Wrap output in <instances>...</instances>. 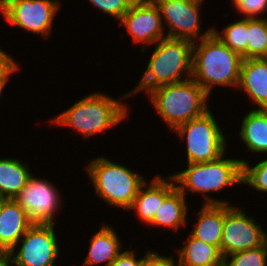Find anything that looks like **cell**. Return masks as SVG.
<instances>
[{
    "label": "cell",
    "mask_w": 267,
    "mask_h": 266,
    "mask_svg": "<svg viewBox=\"0 0 267 266\" xmlns=\"http://www.w3.org/2000/svg\"><path fill=\"white\" fill-rule=\"evenodd\" d=\"M243 57L231 50L214 33L202 38L193 45L192 75L194 79L209 95L212 87H236Z\"/></svg>",
    "instance_id": "cell-1"
},
{
    "label": "cell",
    "mask_w": 267,
    "mask_h": 266,
    "mask_svg": "<svg viewBox=\"0 0 267 266\" xmlns=\"http://www.w3.org/2000/svg\"><path fill=\"white\" fill-rule=\"evenodd\" d=\"M156 44L139 84L125 94L124 98L143 90L147 94L156 87L183 82L191 78L194 42L166 37ZM184 74L185 78H182Z\"/></svg>",
    "instance_id": "cell-2"
},
{
    "label": "cell",
    "mask_w": 267,
    "mask_h": 266,
    "mask_svg": "<svg viewBox=\"0 0 267 266\" xmlns=\"http://www.w3.org/2000/svg\"><path fill=\"white\" fill-rule=\"evenodd\" d=\"M119 98L116 100L101 92L92 93L50 121L57 126L72 127L82 136L89 137L124 121L129 111L121 100L123 97Z\"/></svg>",
    "instance_id": "cell-3"
},
{
    "label": "cell",
    "mask_w": 267,
    "mask_h": 266,
    "mask_svg": "<svg viewBox=\"0 0 267 266\" xmlns=\"http://www.w3.org/2000/svg\"><path fill=\"white\" fill-rule=\"evenodd\" d=\"M147 94L157 113L173 130L210 110L206 102L209 94L192 78L156 87Z\"/></svg>",
    "instance_id": "cell-4"
},
{
    "label": "cell",
    "mask_w": 267,
    "mask_h": 266,
    "mask_svg": "<svg viewBox=\"0 0 267 266\" xmlns=\"http://www.w3.org/2000/svg\"><path fill=\"white\" fill-rule=\"evenodd\" d=\"M176 187L185 195L188 192L203 193L204 204H228L204 193L217 192L224 187L240 185L242 180V160L229 159L222 155L211 162L188 163L185 170L171 175Z\"/></svg>",
    "instance_id": "cell-5"
},
{
    "label": "cell",
    "mask_w": 267,
    "mask_h": 266,
    "mask_svg": "<svg viewBox=\"0 0 267 266\" xmlns=\"http://www.w3.org/2000/svg\"><path fill=\"white\" fill-rule=\"evenodd\" d=\"M85 168L98 196L109 206L128 211L139 189L146 182L135 171L106 157L92 159Z\"/></svg>",
    "instance_id": "cell-6"
},
{
    "label": "cell",
    "mask_w": 267,
    "mask_h": 266,
    "mask_svg": "<svg viewBox=\"0 0 267 266\" xmlns=\"http://www.w3.org/2000/svg\"><path fill=\"white\" fill-rule=\"evenodd\" d=\"M173 131L182 139L186 138L187 164L215 161L225 154L226 137L211 110Z\"/></svg>",
    "instance_id": "cell-7"
},
{
    "label": "cell",
    "mask_w": 267,
    "mask_h": 266,
    "mask_svg": "<svg viewBox=\"0 0 267 266\" xmlns=\"http://www.w3.org/2000/svg\"><path fill=\"white\" fill-rule=\"evenodd\" d=\"M58 0H0V12L13 26L48 38L54 17L60 9Z\"/></svg>",
    "instance_id": "cell-8"
},
{
    "label": "cell",
    "mask_w": 267,
    "mask_h": 266,
    "mask_svg": "<svg viewBox=\"0 0 267 266\" xmlns=\"http://www.w3.org/2000/svg\"><path fill=\"white\" fill-rule=\"evenodd\" d=\"M267 241V232L253 217L235 205L225 204V219L220 252L225 258L230 254L259 247Z\"/></svg>",
    "instance_id": "cell-9"
},
{
    "label": "cell",
    "mask_w": 267,
    "mask_h": 266,
    "mask_svg": "<svg viewBox=\"0 0 267 266\" xmlns=\"http://www.w3.org/2000/svg\"><path fill=\"white\" fill-rule=\"evenodd\" d=\"M54 229V224H33L10 251L14 266H54L60 255ZM18 244L21 247L16 253Z\"/></svg>",
    "instance_id": "cell-10"
},
{
    "label": "cell",
    "mask_w": 267,
    "mask_h": 266,
    "mask_svg": "<svg viewBox=\"0 0 267 266\" xmlns=\"http://www.w3.org/2000/svg\"><path fill=\"white\" fill-rule=\"evenodd\" d=\"M159 7L162 22L165 21L169 31L168 38L186 39L192 42L200 41L213 33V28L200 33L201 4L189 0H153ZM164 19V20H163Z\"/></svg>",
    "instance_id": "cell-11"
},
{
    "label": "cell",
    "mask_w": 267,
    "mask_h": 266,
    "mask_svg": "<svg viewBox=\"0 0 267 266\" xmlns=\"http://www.w3.org/2000/svg\"><path fill=\"white\" fill-rule=\"evenodd\" d=\"M58 189L49 181L32 174L14 200L27 213L33 224H55L61 201Z\"/></svg>",
    "instance_id": "cell-12"
},
{
    "label": "cell",
    "mask_w": 267,
    "mask_h": 266,
    "mask_svg": "<svg viewBox=\"0 0 267 266\" xmlns=\"http://www.w3.org/2000/svg\"><path fill=\"white\" fill-rule=\"evenodd\" d=\"M119 22L127 29L135 44L140 42L151 45L167 37L163 34L165 24L162 22L160 9L154 1L131 5Z\"/></svg>",
    "instance_id": "cell-13"
},
{
    "label": "cell",
    "mask_w": 267,
    "mask_h": 266,
    "mask_svg": "<svg viewBox=\"0 0 267 266\" xmlns=\"http://www.w3.org/2000/svg\"><path fill=\"white\" fill-rule=\"evenodd\" d=\"M144 188H146L144 190ZM176 188L172 176L163 179L157 175L150 182H145L139 189L130 210L135 209L138 217L146 224H150L163 200Z\"/></svg>",
    "instance_id": "cell-14"
},
{
    "label": "cell",
    "mask_w": 267,
    "mask_h": 266,
    "mask_svg": "<svg viewBox=\"0 0 267 266\" xmlns=\"http://www.w3.org/2000/svg\"><path fill=\"white\" fill-rule=\"evenodd\" d=\"M33 225L14 199H7L0 211V251H11Z\"/></svg>",
    "instance_id": "cell-15"
},
{
    "label": "cell",
    "mask_w": 267,
    "mask_h": 266,
    "mask_svg": "<svg viewBox=\"0 0 267 266\" xmlns=\"http://www.w3.org/2000/svg\"><path fill=\"white\" fill-rule=\"evenodd\" d=\"M238 87L258 109H267V58L243 59Z\"/></svg>",
    "instance_id": "cell-16"
},
{
    "label": "cell",
    "mask_w": 267,
    "mask_h": 266,
    "mask_svg": "<svg viewBox=\"0 0 267 266\" xmlns=\"http://www.w3.org/2000/svg\"><path fill=\"white\" fill-rule=\"evenodd\" d=\"M198 221L190 234L194 238L220 249L225 204H204L198 212Z\"/></svg>",
    "instance_id": "cell-17"
},
{
    "label": "cell",
    "mask_w": 267,
    "mask_h": 266,
    "mask_svg": "<svg viewBox=\"0 0 267 266\" xmlns=\"http://www.w3.org/2000/svg\"><path fill=\"white\" fill-rule=\"evenodd\" d=\"M112 226L102 224V227L91 238L89 253L82 266L105 263L110 266L121 253V241Z\"/></svg>",
    "instance_id": "cell-18"
},
{
    "label": "cell",
    "mask_w": 267,
    "mask_h": 266,
    "mask_svg": "<svg viewBox=\"0 0 267 266\" xmlns=\"http://www.w3.org/2000/svg\"><path fill=\"white\" fill-rule=\"evenodd\" d=\"M240 139L251 152L267 154V109H253L242 119Z\"/></svg>",
    "instance_id": "cell-19"
},
{
    "label": "cell",
    "mask_w": 267,
    "mask_h": 266,
    "mask_svg": "<svg viewBox=\"0 0 267 266\" xmlns=\"http://www.w3.org/2000/svg\"><path fill=\"white\" fill-rule=\"evenodd\" d=\"M186 245L177 250L181 266H219L224 262L220 249L189 236Z\"/></svg>",
    "instance_id": "cell-20"
},
{
    "label": "cell",
    "mask_w": 267,
    "mask_h": 266,
    "mask_svg": "<svg viewBox=\"0 0 267 266\" xmlns=\"http://www.w3.org/2000/svg\"><path fill=\"white\" fill-rule=\"evenodd\" d=\"M188 206L186 196L176 187L164 200L149 225L169 227L175 231L186 226Z\"/></svg>",
    "instance_id": "cell-21"
},
{
    "label": "cell",
    "mask_w": 267,
    "mask_h": 266,
    "mask_svg": "<svg viewBox=\"0 0 267 266\" xmlns=\"http://www.w3.org/2000/svg\"><path fill=\"white\" fill-rule=\"evenodd\" d=\"M31 175L28 163H22L19 159H0V194L7 199H14Z\"/></svg>",
    "instance_id": "cell-22"
},
{
    "label": "cell",
    "mask_w": 267,
    "mask_h": 266,
    "mask_svg": "<svg viewBox=\"0 0 267 266\" xmlns=\"http://www.w3.org/2000/svg\"><path fill=\"white\" fill-rule=\"evenodd\" d=\"M247 18L230 23L222 33L213 28L214 35L234 52L240 54L243 59L248 58Z\"/></svg>",
    "instance_id": "cell-23"
},
{
    "label": "cell",
    "mask_w": 267,
    "mask_h": 266,
    "mask_svg": "<svg viewBox=\"0 0 267 266\" xmlns=\"http://www.w3.org/2000/svg\"><path fill=\"white\" fill-rule=\"evenodd\" d=\"M248 58H267V19L247 18Z\"/></svg>",
    "instance_id": "cell-24"
},
{
    "label": "cell",
    "mask_w": 267,
    "mask_h": 266,
    "mask_svg": "<svg viewBox=\"0 0 267 266\" xmlns=\"http://www.w3.org/2000/svg\"><path fill=\"white\" fill-rule=\"evenodd\" d=\"M241 184H247L253 189L267 192V159L258 162L255 166L242 159Z\"/></svg>",
    "instance_id": "cell-25"
},
{
    "label": "cell",
    "mask_w": 267,
    "mask_h": 266,
    "mask_svg": "<svg viewBox=\"0 0 267 266\" xmlns=\"http://www.w3.org/2000/svg\"><path fill=\"white\" fill-rule=\"evenodd\" d=\"M224 263L227 266H267V241L259 247L226 256Z\"/></svg>",
    "instance_id": "cell-26"
},
{
    "label": "cell",
    "mask_w": 267,
    "mask_h": 266,
    "mask_svg": "<svg viewBox=\"0 0 267 266\" xmlns=\"http://www.w3.org/2000/svg\"><path fill=\"white\" fill-rule=\"evenodd\" d=\"M91 5L118 21L127 13L130 5L126 0H89Z\"/></svg>",
    "instance_id": "cell-27"
},
{
    "label": "cell",
    "mask_w": 267,
    "mask_h": 266,
    "mask_svg": "<svg viewBox=\"0 0 267 266\" xmlns=\"http://www.w3.org/2000/svg\"><path fill=\"white\" fill-rule=\"evenodd\" d=\"M237 12L244 18H260L267 11V0H232Z\"/></svg>",
    "instance_id": "cell-28"
},
{
    "label": "cell",
    "mask_w": 267,
    "mask_h": 266,
    "mask_svg": "<svg viewBox=\"0 0 267 266\" xmlns=\"http://www.w3.org/2000/svg\"><path fill=\"white\" fill-rule=\"evenodd\" d=\"M19 69L18 63L0 49V86L5 87L10 75Z\"/></svg>",
    "instance_id": "cell-29"
},
{
    "label": "cell",
    "mask_w": 267,
    "mask_h": 266,
    "mask_svg": "<svg viewBox=\"0 0 267 266\" xmlns=\"http://www.w3.org/2000/svg\"><path fill=\"white\" fill-rule=\"evenodd\" d=\"M150 252L151 250L148 249L144 257L137 259L134 251L127 249L121 252L110 266H143L145 258Z\"/></svg>",
    "instance_id": "cell-30"
},
{
    "label": "cell",
    "mask_w": 267,
    "mask_h": 266,
    "mask_svg": "<svg viewBox=\"0 0 267 266\" xmlns=\"http://www.w3.org/2000/svg\"><path fill=\"white\" fill-rule=\"evenodd\" d=\"M173 257L161 256L157 252H150L146 258L143 266H181L179 261L175 264Z\"/></svg>",
    "instance_id": "cell-31"
},
{
    "label": "cell",
    "mask_w": 267,
    "mask_h": 266,
    "mask_svg": "<svg viewBox=\"0 0 267 266\" xmlns=\"http://www.w3.org/2000/svg\"><path fill=\"white\" fill-rule=\"evenodd\" d=\"M14 264V259L10 251H0V266H11Z\"/></svg>",
    "instance_id": "cell-32"
},
{
    "label": "cell",
    "mask_w": 267,
    "mask_h": 266,
    "mask_svg": "<svg viewBox=\"0 0 267 266\" xmlns=\"http://www.w3.org/2000/svg\"><path fill=\"white\" fill-rule=\"evenodd\" d=\"M131 5H142L152 2L153 0H126Z\"/></svg>",
    "instance_id": "cell-33"
},
{
    "label": "cell",
    "mask_w": 267,
    "mask_h": 266,
    "mask_svg": "<svg viewBox=\"0 0 267 266\" xmlns=\"http://www.w3.org/2000/svg\"><path fill=\"white\" fill-rule=\"evenodd\" d=\"M6 200H7V198L0 194V211H1L2 206H3V204L5 203Z\"/></svg>",
    "instance_id": "cell-34"
},
{
    "label": "cell",
    "mask_w": 267,
    "mask_h": 266,
    "mask_svg": "<svg viewBox=\"0 0 267 266\" xmlns=\"http://www.w3.org/2000/svg\"><path fill=\"white\" fill-rule=\"evenodd\" d=\"M189 1L197 2V3H200V4H202V2H203V0H189Z\"/></svg>",
    "instance_id": "cell-35"
},
{
    "label": "cell",
    "mask_w": 267,
    "mask_h": 266,
    "mask_svg": "<svg viewBox=\"0 0 267 266\" xmlns=\"http://www.w3.org/2000/svg\"><path fill=\"white\" fill-rule=\"evenodd\" d=\"M3 88H4L3 86H0V97H1V95H2V92H3V91H2V90H3Z\"/></svg>",
    "instance_id": "cell-36"
},
{
    "label": "cell",
    "mask_w": 267,
    "mask_h": 266,
    "mask_svg": "<svg viewBox=\"0 0 267 266\" xmlns=\"http://www.w3.org/2000/svg\"><path fill=\"white\" fill-rule=\"evenodd\" d=\"M219 266H227L224 262L222 264H220Z\"/></svg>",
    "instance_id": "cell-37"
}]
</instances>
